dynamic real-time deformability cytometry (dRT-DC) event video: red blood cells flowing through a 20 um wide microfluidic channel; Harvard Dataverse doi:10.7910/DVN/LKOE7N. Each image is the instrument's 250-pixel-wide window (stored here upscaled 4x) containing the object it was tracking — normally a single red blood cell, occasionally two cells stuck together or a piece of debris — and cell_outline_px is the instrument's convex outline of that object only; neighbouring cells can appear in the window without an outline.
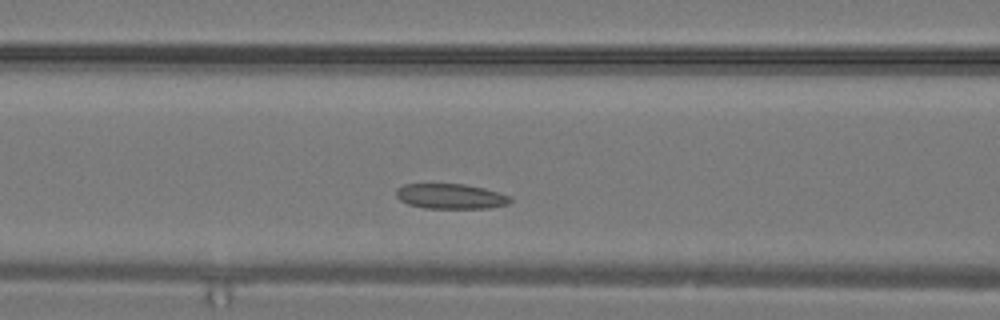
{"species": "common noctule bat (a hibernating species)", "species_latin": "Nyctalus noctula", "temperature_condition": "warm", "stored_images_in_passage": 26, "camera_frame_rate_fps": 3000, "um_per_image_px": 0.085, "animal": {"sex": "male", "body_mass_g": 19.2, "forearm_length_mm": 51.8}, "frame": {"image": 1, "passage_image": 8, "time_ms": 2.333, "image_size_px": [1000, 320], "cell_outline_px": [[512, 200], [508, 204], [488, 208], [424, 208], [408, 204], [400, 200], [396, 196], [396, 188], [404, 184], [464, 184], [484, 188], [512, 196]], "centroid_in_image_um": [38.31, 16.68], "position_along_channel_um": 128.3, "area_um2": 16.76}}
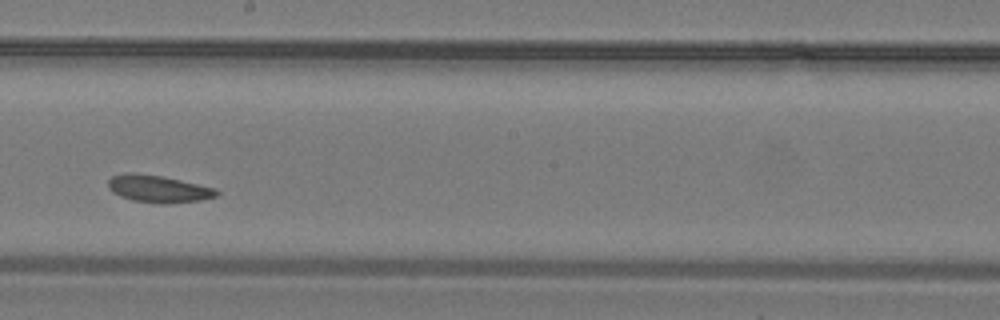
{"frame": {"image": 2, "passage_image": 13, "time_ms": 4.0, "image_size_px": [1000, 320], "cell_outline_px": [[220, 192], [216, 196], [200, 200], [168, 204], [160, 204], [132, 200], [120, 196], [112, 192], [108, 188], [108, 180], [112, 176], [128, 172], [160, 176], [180, 180], [216, 188]], "centroid_in_image_um": [13.45, 16.06], "position_along_channel_um": 234.8, "area_um2": 17.17}}
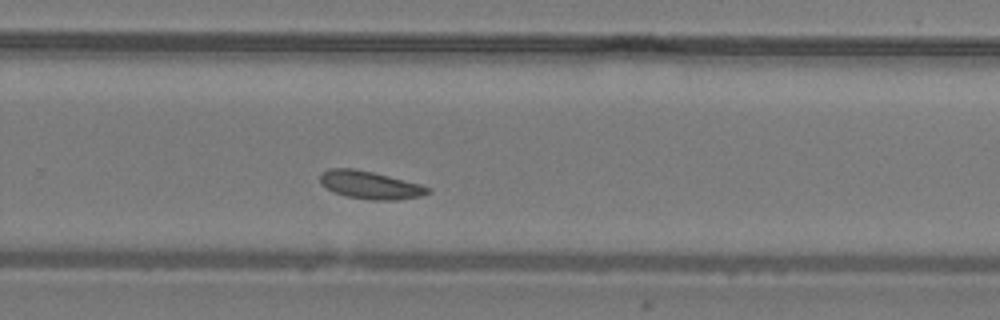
{"frame": {"image": 3, "passage_image": 16, "time_ms": 5.0, "image_size_px": [1000, 320], "cell_outline_px": [[432, 192], [420, 196], [396, 200], [372, 200], [348, 196], [332, 192], [320, 184], [320, 176], [328, 168], [352, 168], [372, 172], [420, 184], [432, 188]], "centroid_in_image_um": [31.46, 15.73], "position_along_channel_um": 298.3, "area_um2": 17.4}}